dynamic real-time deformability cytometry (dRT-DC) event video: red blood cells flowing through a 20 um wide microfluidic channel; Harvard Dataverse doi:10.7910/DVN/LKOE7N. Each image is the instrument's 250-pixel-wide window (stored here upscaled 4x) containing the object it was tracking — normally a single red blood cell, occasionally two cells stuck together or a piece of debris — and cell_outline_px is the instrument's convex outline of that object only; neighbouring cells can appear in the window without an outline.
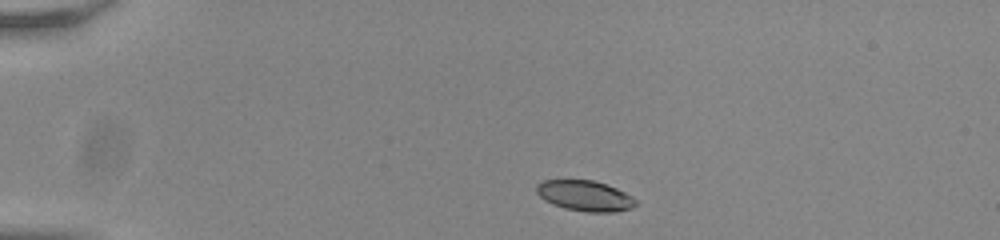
{"species": "common noctule bat (a hibernating species)", "species_latin": "Nyctalus noctula", "temperature_condition": "room temperature", "stored_images_in_passage": 44, "camera_frame_rate_fps": 3000, "um_per_image_px": 0.085, "animal": {"sex": "male", "body_mass_g": 20.0, "forearm_length_mm": 53.3}, "frame": {"image": 1, "passage_image": 1, "time_ms": 0.0, "image_size_px": [1000, 240], "cell_outline_px": [[636, 204], [632, 208], [616, 212], [588, 212], [564, 208], [552, 204], [544, 200], [536, 192], [536, 184], [544, 180], [592, 180], [616, 188], [632, 196], [636, 200]], "centroid_in_image_um": [49.71, 16.65], "position_along_channel_um": 35.3, "area_um2": 17.63}}
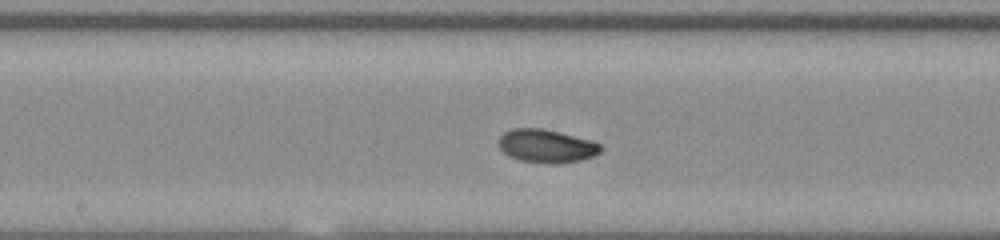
{"frame": {"image": 2, "passage_image": 19, "time_ms": 6.0, "image_size_px": [1000, 240], "cell_outline_px": [[604, 148], [596, 156], [580, 160], [556, 164], [552, 164], [520, 160], [508, 156], [500, 148], [500, 136], [504, 132], [512, 128], [544, 128], [592, 140], [600, 144]], "centroid_in_image_um": [46.49, 12.41], "position_along_channel_um": 201.7, "area_um2": 19.94}}
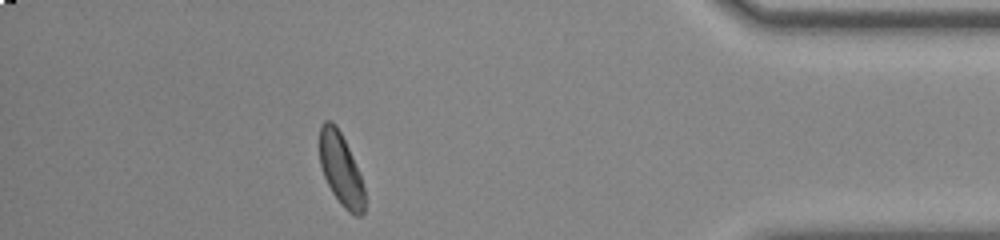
{"frame": {"image": 3, "passage_image": 38, "time_ms": 12.333, "image_size_px": [1000, 240], "cell_outline_px": [[364, 212], [360, 216], [356, 216], [348, 212], [340, 204], [332, 192], [324, 176], [320, 164], [320, 128], [324, 120], [332, 120], [336, 124], [348, 148], [360, 176], [364, 188]], "centroid_in_image_um": [28.96, 14.4], "position_along_channel_um": 406.2, "area_um2": 18.67}, "authors_computed_cell_mechanics": {"area_um2": 18.8428, "velocity_mm_per_s": 3.8152, "shape_relaxation_time_tau1_ms": 1.4957, "shape_relaxation_time_tau2_ms": 6.4074, "deformation_change_tau1": 0.0836, "deformation_change_tau2": 0.105}}